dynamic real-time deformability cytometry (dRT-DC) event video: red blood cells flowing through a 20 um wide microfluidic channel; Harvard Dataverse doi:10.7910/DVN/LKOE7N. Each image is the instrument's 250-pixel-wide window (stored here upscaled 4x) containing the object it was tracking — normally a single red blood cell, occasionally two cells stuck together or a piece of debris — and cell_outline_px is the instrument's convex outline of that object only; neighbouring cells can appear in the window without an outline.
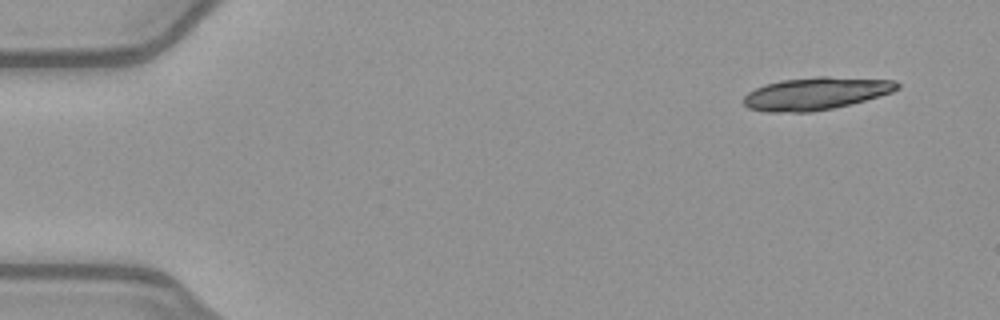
{"species": "common noctule bat (a hibernating species)", "species_latin": "Nyctalus noctula", "temperature_condition": "warm", "stored_images_in_passage": 7, "camera_frame_rate_fps": 3000, "um_per_image_px": 0.085, "animal": {"sex": "female", "body_mass_g": 21.9}, "frame": {"image": 1, "passage_image": 1, "time_ms": 0.0, "image_size_px": [1000, 320], "cell_outline_px": [[900, 88], [892, 92], [864, 100], [832, 108], [812, 112], [764, 112], [748, 108], [744, 104], [744, 96], [748, 92], [764, 84], [780, 80], [816, 76], [828, 76], [896, 80], [900, 84]], "centroid_in_image_um": [69.33, 7.94], "position_along_channel_um": 15.7, "area_um2": 29.25}}